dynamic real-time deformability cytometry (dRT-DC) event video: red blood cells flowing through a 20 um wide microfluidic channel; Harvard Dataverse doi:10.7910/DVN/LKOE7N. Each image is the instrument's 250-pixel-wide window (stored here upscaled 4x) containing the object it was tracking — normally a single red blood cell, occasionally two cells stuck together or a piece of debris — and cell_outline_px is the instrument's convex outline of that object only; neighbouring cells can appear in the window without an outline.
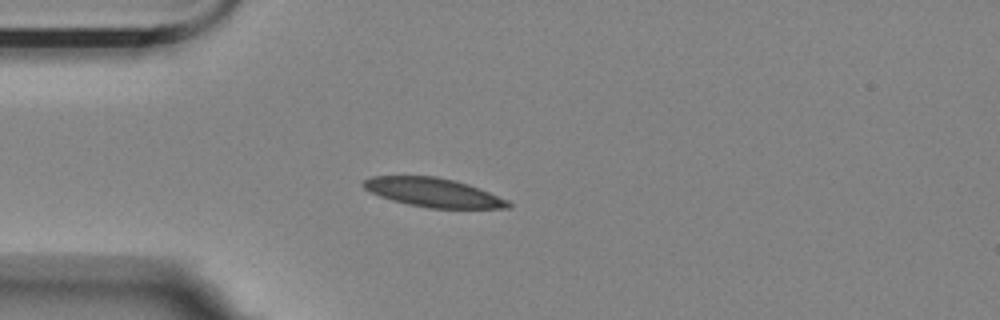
{"species": "Egyptian fruit bat (a non-hibernating species)", "species_latin": "Rousettus aegyptiacus", "temperature_condition": "room temperature", "stored_images_in_passage": 42, "camera_frame_rate_fps": 3000, "um_per_image_px": 0.085, "animal": {"sex": "female"}, "frame": {"image": 1, "passage_image": 1, "time_ms": 0.0, "image_size_px": [1000, 320], "cell_outline_px": [[512, 208], [428, 208], [408, 204], [392, 200], [380, 196], [364, 188], [360, 184], [364, 180], [372, 176], [436, 176], [456, 180], [480, 188], [508, 200], [512, 204]], "centroid_in_image_um": [36.85, 16.36], "position_along_channel_um": 48.2, "area_um2": 24.45}}
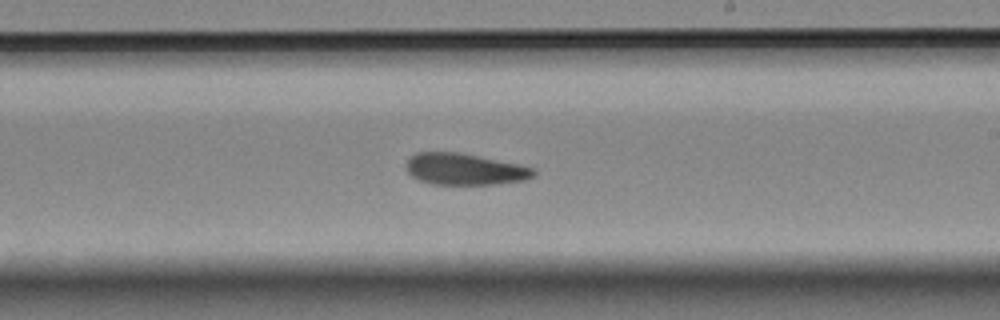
{"frame": {"image": 2, "passage_image": 19, "time_ms": 6.0, "image_size_px": [1000, 320], "cell_outline_px": [[536, 172], [532, 176], [524, 180], [492, 184], [432, 184], [420, 180], [412, 176], [404, 168], [404, 164], [408, 156], [416, 152], [460, 152], [520, 164], [536, 168]], "centroid_in_image_um": [39.45, 14.36], "position_along_channel_um": 249.6, "area_um2": 23.64}}
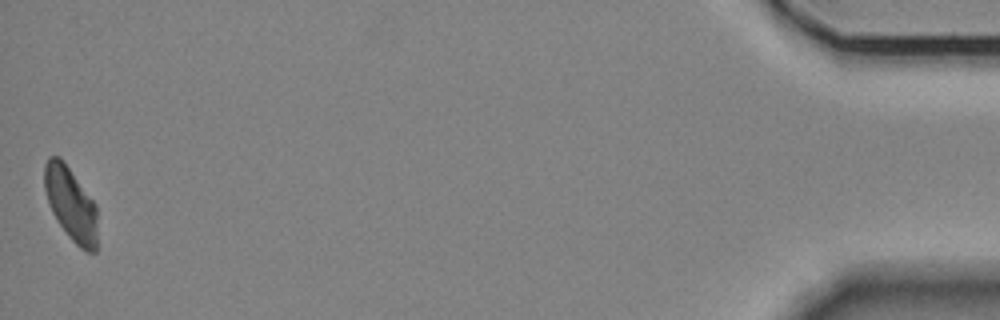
{"frame": {"image": 3, "passage_image": 42, "time_ms": 13.667, "image_size_px": [1000, 320], "cell_outline_px": [[96, 252], [88, 252], [80, 248], [68, 236], [56, 220], [52, 212], [44, 188], [44, 164], [48, 156], [60, 156], [64, 160], [96, 204]], "centroid_in_image_um": [6.0, 17.29], "position_along_channel_um": 429.2, "area_um2": 22.77}, "authors_computed_cell_mechanics": {"area_um2": 24.1893, "velocity_mm_per_s": 3.553, "shape_relaxation_time_tau1_ms": null, "shape_relaxation_time_tau2_ms": 3.775, "deformation_change_tau1": null, "deformation_change_tau2": 0.1026}}